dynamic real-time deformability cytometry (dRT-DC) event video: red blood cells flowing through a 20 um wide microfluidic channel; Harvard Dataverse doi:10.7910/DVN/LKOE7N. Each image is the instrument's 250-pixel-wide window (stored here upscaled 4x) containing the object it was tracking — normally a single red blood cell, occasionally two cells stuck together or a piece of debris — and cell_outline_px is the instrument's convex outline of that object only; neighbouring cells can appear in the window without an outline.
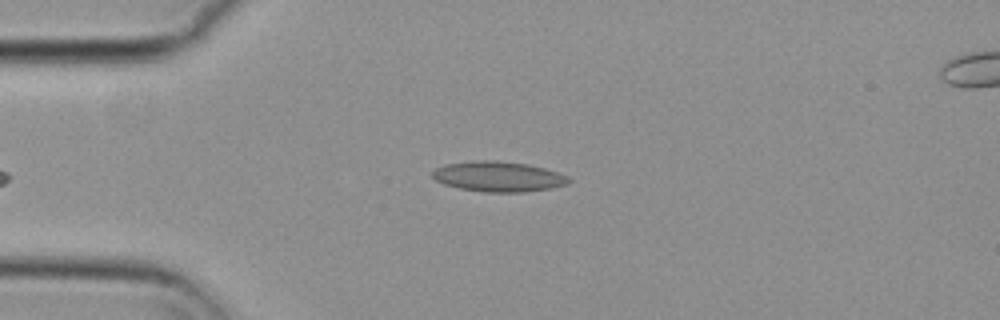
{"species": "common noctule bat (a hibernating species)", "species_latin": "Nyctalus noctula", "temperature_condition": "cold", "stored_images_in_passage": 38, "camera_frame_rate_fps": 3000, "um_per_image_px": 0.085, "animal": {"sex": "female", "body_mass_g": 29.2, "forearm_length_mm": 56.3}, "frame": {"image": 1, "passage_image": 5, "time_ms": 1.333, "image_size_px": [1000, 320], "cell_outline_px": [[572, 180], [568, 184], [552, 188], [524, 192], [484, 192], [460, 188], [444, 184], [436, 180], [432, 176], [432, 172], [436, 168], [444, 164], [476, 160], [492, 160], [528, 164], [544, 168], [568, 176]], "centroid_in_image_um": [42.37, 15.01], "position_along_channel_um": 42.6, "area_um2": 24.04}}
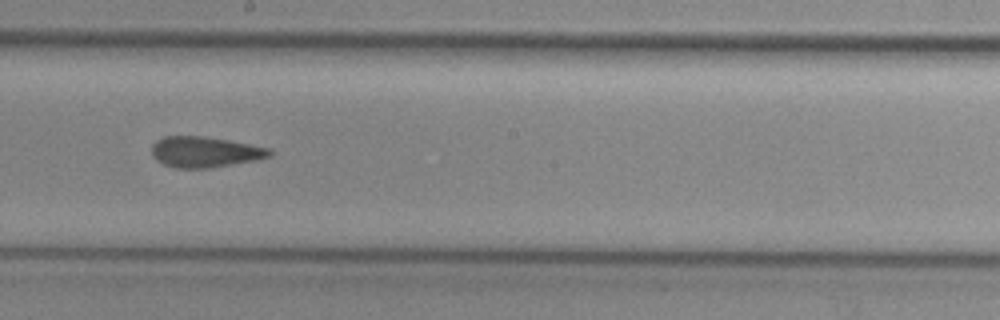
{"frame": {"image": 2, "passage_image": 22, "time_ms": 7.0, "image_size_px": [1000, 320], "cell_outline_px": [[272, 156], [256, 160], [208, 168], [176, 168], [164, 164], [156, 160], [152, 156], [152, 144], [156, 140], [164, 136], [200, 136], [228, 140], [272, 148]], "centroid_in_image_um": [17.42, 12.91], "position_along_channel_um": 230.8, "area_um2": 21.15}}
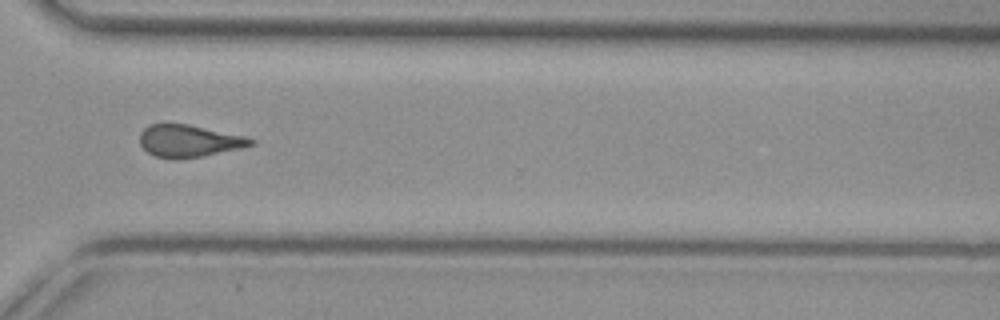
{"frame": {"image": 3, "passage_image": 32, "time_ms": 10.333, "image_size_px": [1000, 320], "cell_outline_px": [[256, 144], [240, 148], [204, 156], [176, 160], [172, 160], [152, 156], [140, 144], [140, 132], [148, 124], [188, 124], [244, 136], [256, 140]], "centroid_in_image_um": [16.04, 12.0], "position_along_channel_um": 354.6, "area_um2": 21.04}, "authors_computed_cell_mechanics": {"area_um2": 21.2704, "velocity_mm_per_s": 3.7206, "shape_relaxation_time_tau1_ms": null, "shape_relaxation_time_tau2_ms": 5.3212, "deformation_change_tau1": null, "deformation_change_tau2": 0.1401}}